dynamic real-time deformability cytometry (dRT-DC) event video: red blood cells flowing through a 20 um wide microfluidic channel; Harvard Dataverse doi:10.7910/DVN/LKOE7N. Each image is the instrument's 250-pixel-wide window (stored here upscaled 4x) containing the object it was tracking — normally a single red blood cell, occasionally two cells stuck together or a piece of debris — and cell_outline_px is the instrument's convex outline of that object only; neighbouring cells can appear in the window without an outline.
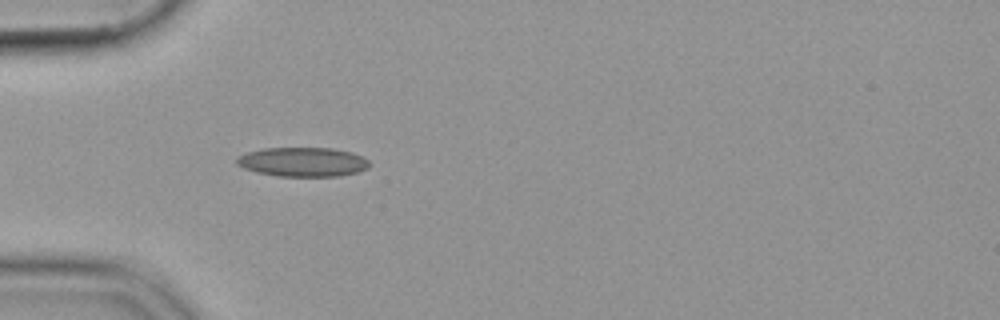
{"species": "common noctule bat (a hibernating species)", "species_latin": "Nyctalus noctula", "temperature_condition": "cold", "stored_images_in_passage": 25, "camera_frame_rate_fps": 3000, "um_per_image_px": 0.085, "animal": {"sex": "female", "body_mass_g": 19.9}, "frame": {"image": 1, "passage_image": 5, "time_ms": 1.333, "image_size_px": [1000, 320], "cell_outline_px": [[372, 164], [368, 168], [356, 172], [336, 176], [276, 176], [256, 172], [244, 168], [236, 164], [236, 156], [248, 152], [264, 148], [332, 148], [352, 152], [368, 160]], "centroid_in_image_um": [25.72, 13.76], "position_along_channel_um": 59.3, "area_um2": 22.66}}
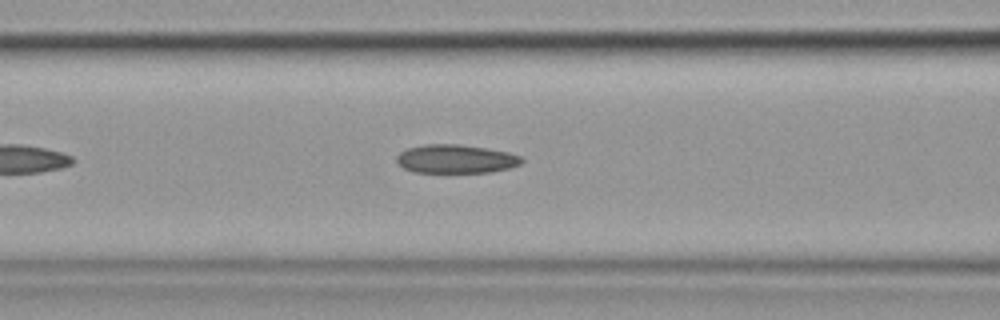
{"frame": {"image": 2, "passage_image": 11, "time_ms": 3.333, "image_size_px": [1000, 320], "cell_outline_px": [[524, 160], [520, 164], [508, 168], [492, 172], [416, 172], [404, 168], [396, 160], [396, 156], [400, 152], [408, 148], [424, 144], [460, 144], [508, 152], [520, 156]], "centroid_in_image_um": [38.74, 13.5], "position_along_channel_um": 127.9, "area_um2": 20.69}}
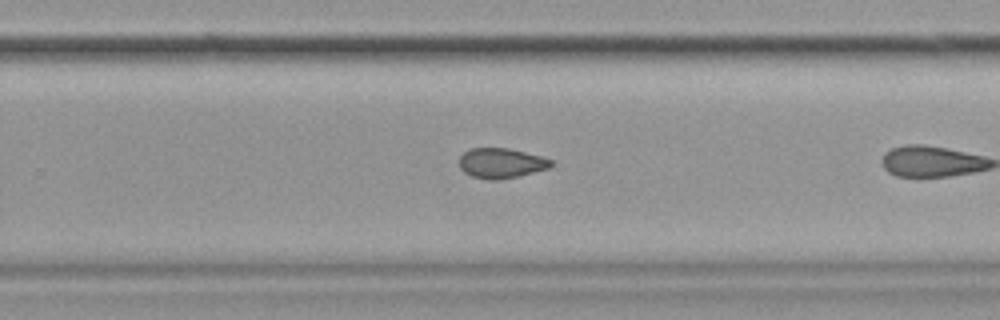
{"frame": {"image": 3, "passage_image": 21, "time_ms": 6.667, "image_size_px": [1000, 320], "cell_outline_px": [[552, 168], [520, 176], [496, 180], [492, 180], [472, 176], [464, 172], [460, 168], [460, 156], [464, 152], [472, 148], [508, 148], [540, 156], [552, 160]], "centroid_in_image_um": [42.62, 13.87], "position_along_channel_um": 287.2, "area_um2": 16.07}}